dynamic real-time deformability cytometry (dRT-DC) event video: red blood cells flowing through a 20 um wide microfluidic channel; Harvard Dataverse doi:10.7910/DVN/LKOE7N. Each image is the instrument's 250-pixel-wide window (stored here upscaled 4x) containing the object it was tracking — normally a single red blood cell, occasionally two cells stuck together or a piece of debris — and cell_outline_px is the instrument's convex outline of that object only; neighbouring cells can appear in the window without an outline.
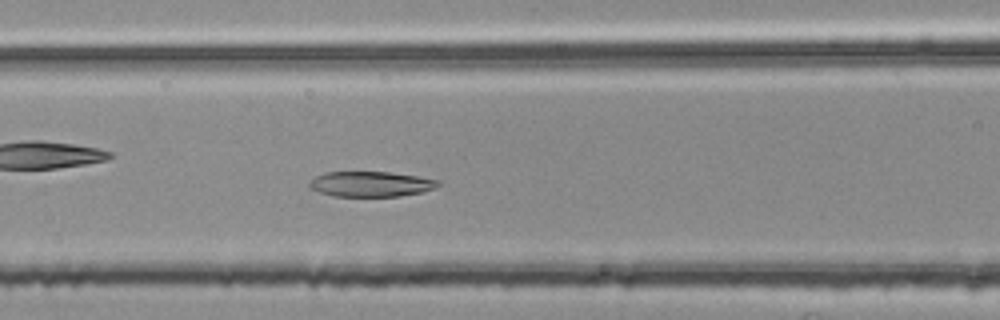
{"species": "common noctule bat (a hibernating species)", "species_latin": "Nyctalus noctula", "temperature_condition": "room temperature", "stored_images_in_passage": 52, "camera_frame_rate_fps": 3000, "um_per_image_px": 0.085, "animal": {"sex": "female", "body_mass_g": 25.1}, "frame": {"image": 1, "passage_image": 22, "time_ms": 7.0, "image_size_px": [1000, 320], "cell_outline_px": [[440, 184], [436, 188], [424, 192], [400, 196], [332, 196], [308, 188], [308, 184], [316, 176], [324, 172], [388, 172], [416, 176], [440, 180]], "centroid_in_image_um": [31.53, 15.65], "position_along_channel_um": 135.1, "area_um2": 19.02}}
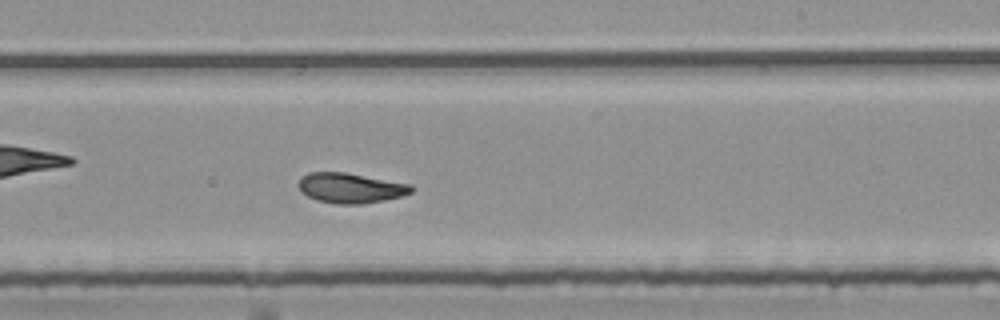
{"frame": {"image": 2, "passage_image": 32, "time_ms": 10.333, "image_size_px": [1000, 320], "cell_outline_px": [[416, 188], [412, 192], [400, 196], [384, 200], [360, 204], [336, 204], [316, 200], [300, 192], [296, 184], [300, 176], [308, 172], [344, 172], [412, 184]], "centroid_in_image_um": [29.75, 15.97], "position_along_channel_um": 259.2, "area_um2": 20.06}}
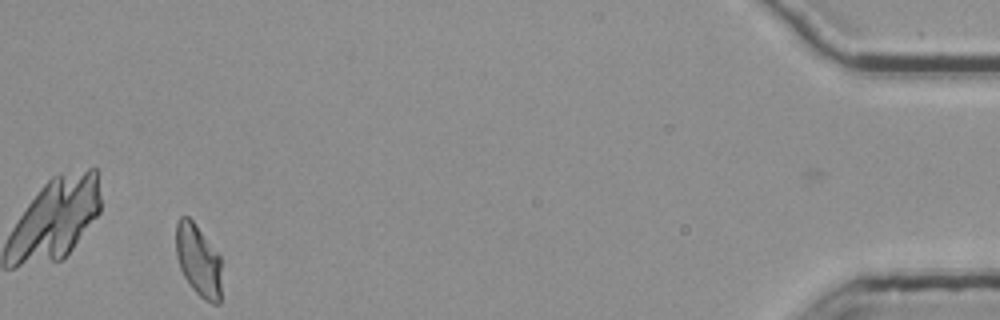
{"frame": {"image": 3, "passage_image": 51, "time_ms": 16.667, "image_size_px": [1000, 320], "cell_outline_px": [[220, 304], [212, 304], [204, 300], [192, 288], [184, 276], [180, 268], [176, 256], [176, 224], [180, 216], [188, 216], [192, 220], [220, 256]], "centroid_in_image_um": [16.84, 22.14], "position_along_channel_um": 418.4, "area_um2": 18.96}, "authors_computed_cell_mechanics": {"area_um2": 19.8543, "velocity_mm_per_s": 3.7422, "shape_relaxation_time_tau1_ms": null, "shape_relaxation_time_tau2_ms": 4.0608, "deformation_change_tau1": null, "deformation_change_tau2": 0.101}}